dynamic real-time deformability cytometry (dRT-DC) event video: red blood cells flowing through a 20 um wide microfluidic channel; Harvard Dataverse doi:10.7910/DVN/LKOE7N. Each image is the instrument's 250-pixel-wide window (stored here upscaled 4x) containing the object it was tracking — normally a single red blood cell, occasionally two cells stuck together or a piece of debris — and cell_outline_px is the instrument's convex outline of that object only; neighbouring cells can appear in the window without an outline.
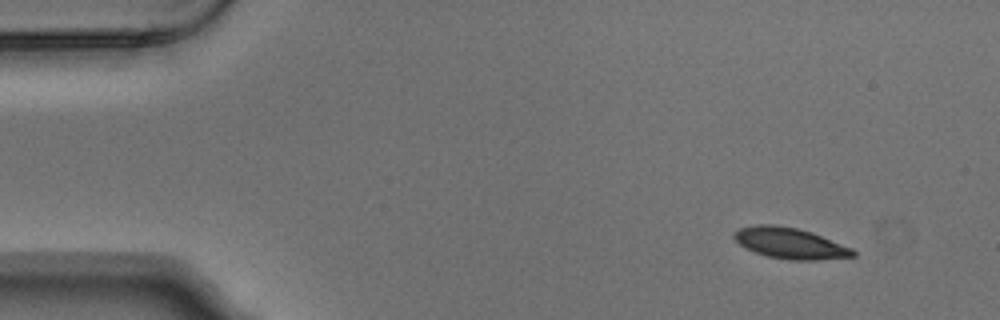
{"species": "Egyptian fruit bat (a non-hibernating species)", "species_latin": "Rousettus aegyptiacus", "temperature_condition": "warm", "stored_images_in_passage": 3, "camera_frame_rate_fps": 3000, "um_per_image_px": 0.085, "animal": {"sex": "male"}, "frame": {"image": 1, "passage_image": 1, "time_ms": 0.0, "image_size_px": [1000, 320], "cell_outline_px": [[856, 256], [816, 260], [788, 260], [768, 256], [744, 248], [732, 236], [732, 232], [740, 228], [756, 224], [776, 224], [796, 228], [812, 232], [852, 248], [856, 252]], "centroid_in_image_um": [67.14, 20.67], "position_along_channel_um": 17.9, "area_um2": 21.5}}
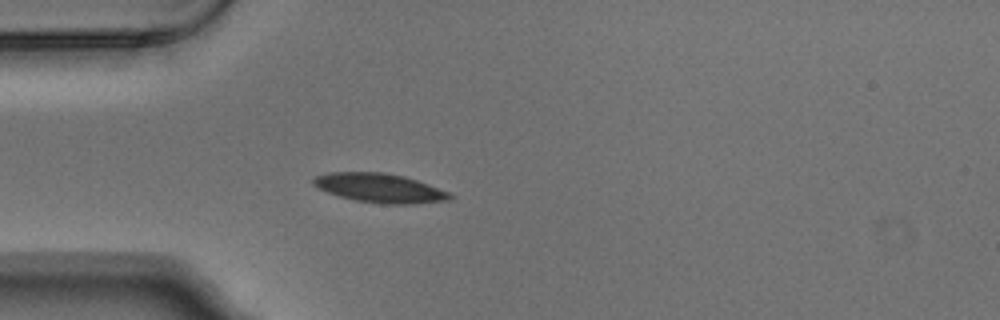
{"frame": {"image": 2, "passage_image": 3, "time_ms": 0.667, "image_size_px": [1000, 320], "cell_outline_px": [[456, 196], [452, 200], [412, 204], [380, 204], [356, 200], [340, 196], [316, 188], [312, 184], [312, 180], [316, 176], [328, 172], [384, 172], [404, 176], [452, 192]], "centroid_in_image_um": [32.33, 15.99], "position_along_channel_um": 52.7, "area_um2": 23.47}}